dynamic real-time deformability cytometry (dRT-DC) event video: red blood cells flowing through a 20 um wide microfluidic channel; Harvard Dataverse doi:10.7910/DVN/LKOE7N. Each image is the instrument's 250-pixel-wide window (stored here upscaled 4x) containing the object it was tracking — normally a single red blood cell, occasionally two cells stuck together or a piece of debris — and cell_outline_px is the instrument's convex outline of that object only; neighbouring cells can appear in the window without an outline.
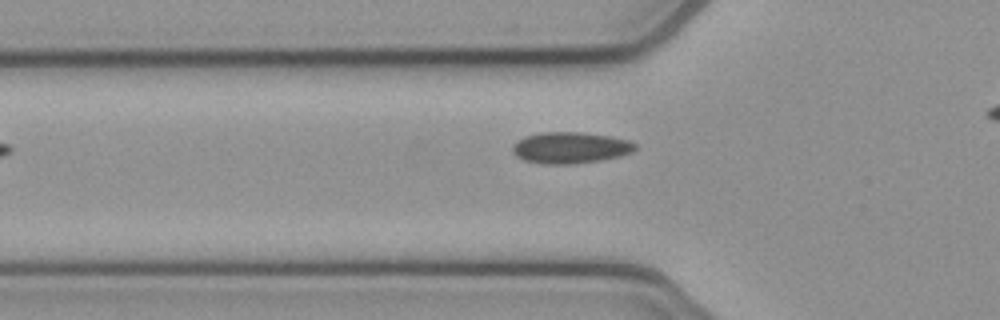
{"species": "common noctule bat (a hibernating species)", "species_latin": "Nyctalus noctula", "temperature_condition": "cold", "stored_images_in_passage": 29, "camera_frame_rate_fps": 3000, "um_per_image_px": 0.085, "animal": {"sex": "female", "body_mass_g": 21.9}, "frame": {"image": 1, "passage_image": 3, "time_ms": 0.667, "image_size_px": [1000, 320], "cell_outline_px": [[636, 148], [632, 152], [620, 156], [600, 160], [572, 164], [544, 164], [524, 160], [516, 156], [512, 152], [512, 144], [516, 140], [524, 136], [540, 132], [580, 132], [612, 136], [628, 140], [636, 144]], "centroid_in_image_um": [48.44, 12.55], "position_along_channel_um": 77.4, "area_um2": 22.6}}
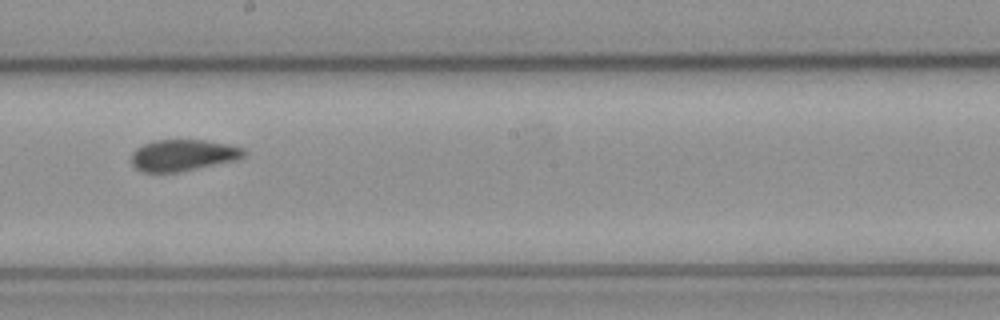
{"frame": {"image": 2, "passage_image": 15, "time_ms": 4.667, "image_size_px": [1000, 320], "cell_outline_px": [[248, 152], [244, 156], [236, 160], [176, 172], [140, 172], [132, 164], [132, 152], [136, 148], [144, 144], [156, 140], [204, 140], [228, 144], [244, 148]], "centroid_in_image_um": [15.56, 13.19], "position_along_channel_um": 232.6, "area_um2": 20.52}}
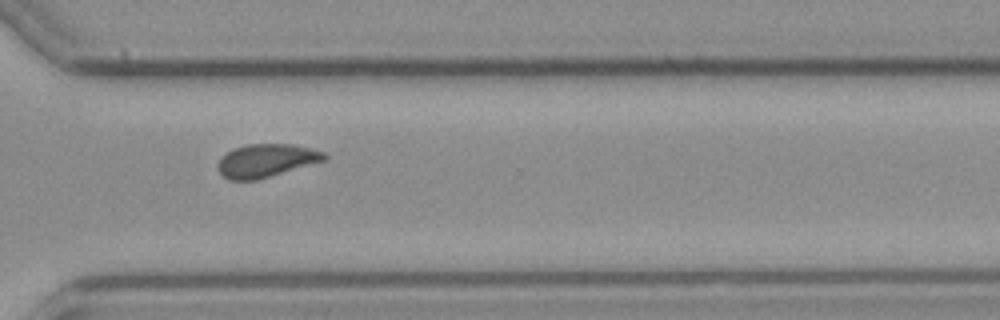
{"frame": {"image": 3, "passage_image": 24, "time_ms": 7.667, "image_size_px": [1000, 320], "cell_outline_px": [[328, 160], [256, 180], [228, 180], [216, 168], [216, 164], [232, 148], [248, 144], [292, 144], [324, 152], [328, 156]], "centroid_in_image_um": [22.64, 13.65], "position_along_channel_um": 348.0, "area_um2": 20.58}}